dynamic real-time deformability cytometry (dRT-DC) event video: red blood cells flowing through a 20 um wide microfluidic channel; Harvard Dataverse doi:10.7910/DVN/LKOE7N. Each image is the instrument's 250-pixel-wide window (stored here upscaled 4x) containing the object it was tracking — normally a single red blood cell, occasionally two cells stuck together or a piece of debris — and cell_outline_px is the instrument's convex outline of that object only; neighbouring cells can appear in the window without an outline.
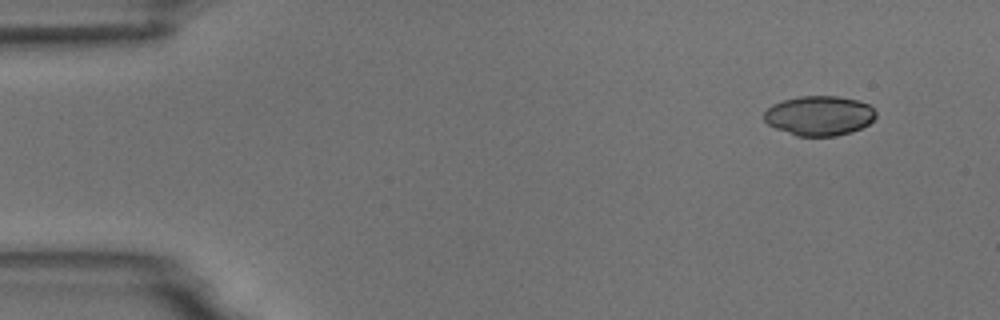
{"species": "common noctule bat (a hibernating species)", "species_latin": "Nyctalus noctula", "temperature_condition": "room temperature", "stored_images_in_passage": 4, "camera_frame_rate_fps": 3000, "um_per_image_px": 0.085, "animal": {"sex": "male", "body_mass_g": 18.8}, "frame": {"image": 1, "passage_image": 1, "time_ms": 0.0, "image_size_px": [1000, 320], "cell_outline_px": [[876, 116], [868, 124], [852, 132], [836, 136], [796, 136], [776, 128], [768, 124], [764, 120], [764, 112], [772, 104], [784, 100], [800, 96], [836, 96], [860, 100], [868, 104], [876, 112]], "centroid_in_image_um": [69.64, 9.83], "position_along_channel_um": 15.4, "area_um2": 25.89}}